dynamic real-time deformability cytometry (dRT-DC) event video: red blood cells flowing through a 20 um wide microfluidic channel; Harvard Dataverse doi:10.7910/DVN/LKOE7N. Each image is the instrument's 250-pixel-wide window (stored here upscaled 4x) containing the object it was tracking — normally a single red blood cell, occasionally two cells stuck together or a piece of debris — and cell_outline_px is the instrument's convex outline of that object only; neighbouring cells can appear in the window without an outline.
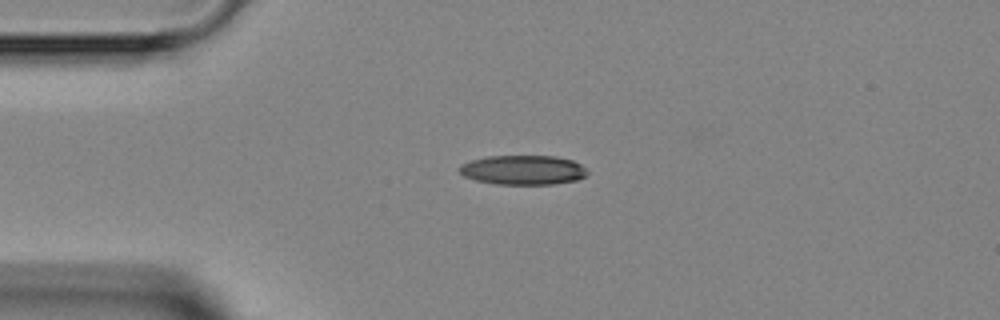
{"species": "Egyptian fruit bat (a non-hibernating species)", "species_latin": "Rousettus aegyptiacus", "temperature_condition": "room temperature", "stored_images_in_passage": 4, "camera_frame_rate_fps": 3000, "um_per_image_px": 0.085, "animal": {"sex": "female"}, "frame": {"image": 1, "passage_image": 4, "time_ms": 3.333, "image_size_px": [1000, 320], "cell_outline_px": [[588, 172], [584, 176], [576, 180], [552, 184], [496, 184], [476, 180], [464, 176], [456, 168], [460, 164], [472, 160], [488, 156], [556, 156], [572, 160], [580, 164]], "centroid_in_image_um": [44.42, 14.44], "position_along_channel_um": 40.6, "area_um2": 21.91}}